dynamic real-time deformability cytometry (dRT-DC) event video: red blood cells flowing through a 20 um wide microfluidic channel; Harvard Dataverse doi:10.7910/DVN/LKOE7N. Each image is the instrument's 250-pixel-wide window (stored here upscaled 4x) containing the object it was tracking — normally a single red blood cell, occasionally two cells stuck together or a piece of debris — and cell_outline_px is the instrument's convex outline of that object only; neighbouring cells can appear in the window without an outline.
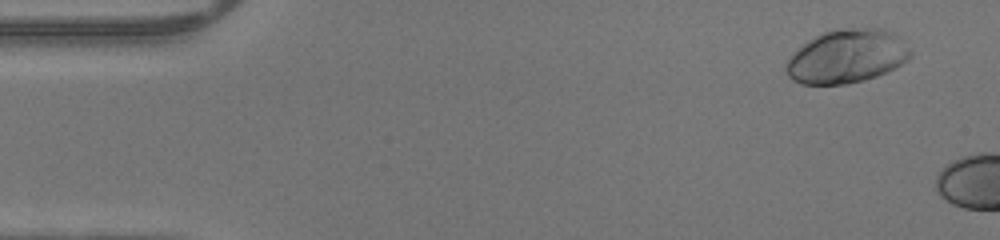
{"species": "human", "species_latin": "Homo sapiens", "temperature_condition": "warm", "stored_images_in_passage": 9, "camera_frame_rate_fps": 3000, "um_per_image_px": 0.085, "donor": {"sex": "male"}, "frame": {"image": 1, "passage_image": 3, "time_ms": 0.667, "image_size_px": [1000, 240], "cell_outline_px": [[912, 56], [908, 60], [876, 76], [864, 80], [848, 84], [800, 84], [792, 80], [788, 76], [784, 68], [784, 64], [792, 52], [816, 36], [824, 32], [840, 28], [884, 28], [892, 32], [912, 52]], "centroid_in_image_um": [71.93, 4.8], "position_along_channel_um": 13.1, "area_um2": 38.73}}